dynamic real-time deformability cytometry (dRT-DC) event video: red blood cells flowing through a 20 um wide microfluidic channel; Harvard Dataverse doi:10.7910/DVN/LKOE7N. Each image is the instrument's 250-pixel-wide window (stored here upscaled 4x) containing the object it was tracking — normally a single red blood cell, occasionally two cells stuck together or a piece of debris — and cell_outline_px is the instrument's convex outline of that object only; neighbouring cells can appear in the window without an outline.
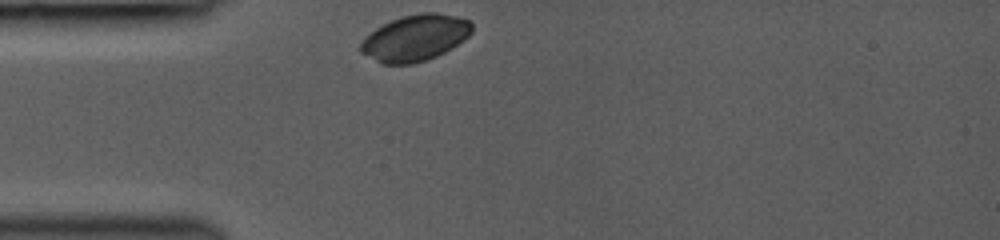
{"species": "common noctule bat (a hibernating species)", "species_latin": "Nyctalus noctula", "temperature_condition": "room temperature", "stored_images_in_passage": 36, "camera_frame_rate_fps": 3000, "um_per_image_px": 0.085, "animal": {"sex": "female", "body_mass_g": 19.0, "forearm_length_mm": 53.3}, "frame": {"image": 1, "passage_image": 1, "time_ms": 0.0, "image_size_px": [1000, 240], "cell_outline_px": [[472, 32], [464, 40], [452, 48], [436, 56], [412, 64], [380, 64], [360, 52], [360, 44], [364, 36], [376, 28], [392, 20], [404, 16], [424, 12], [436, 12], [456, 16], [468, 20], [472, 24]], "centroid_in_image_um": [35.27, 3.23], "position_along_channel_um": 49.7, "area_um2": 29.94}}
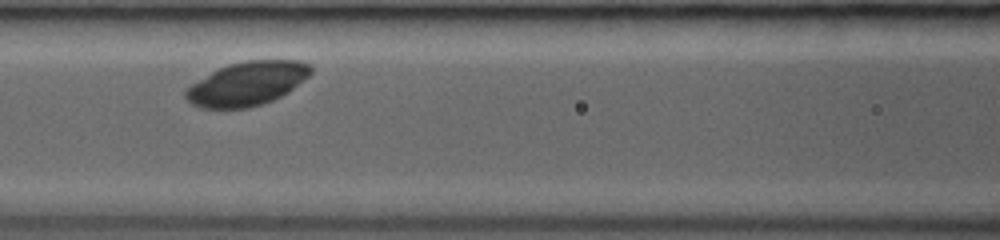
{"frame": {"image": 2, "passage_image": 14, "time_ms": 2.667, "image_size_px": [1000, 240], "cell_outline_px": [[312, 72], [304, 80], [288, 92], [264, 104], [248, 108], [200, 108], [192, 104], [184, 96], [184, 92], [188, 84], [228, 64], [244, 60], [300, 60], [308, 64], [312, 68]], "centroid_in_image_um": [20.98, 7.11], "position_along_channel_um": 145.6, "area_um2": 32.08}}
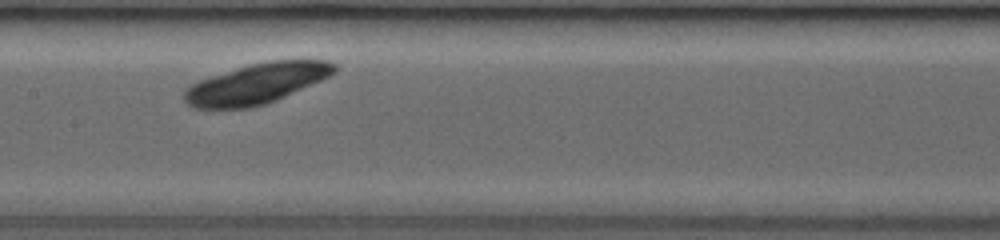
{"frame": {"image": 3, "passage_image": 19, "time_ms": 3.667, "image_size_px": [1000, 240], "cell_outline_px": [[336, 72], [320, 80], [276, 100], [252, 108], [192, 108], [184, 100], [184, 92], [192, 84], [200, 80], [248, 64], [268, 60], [328, 60], [336, 64]], "centroid_in_image_um": [21.81, 7.1], "position_along_channel_um": 185.6, "area_um2": 34.91}}